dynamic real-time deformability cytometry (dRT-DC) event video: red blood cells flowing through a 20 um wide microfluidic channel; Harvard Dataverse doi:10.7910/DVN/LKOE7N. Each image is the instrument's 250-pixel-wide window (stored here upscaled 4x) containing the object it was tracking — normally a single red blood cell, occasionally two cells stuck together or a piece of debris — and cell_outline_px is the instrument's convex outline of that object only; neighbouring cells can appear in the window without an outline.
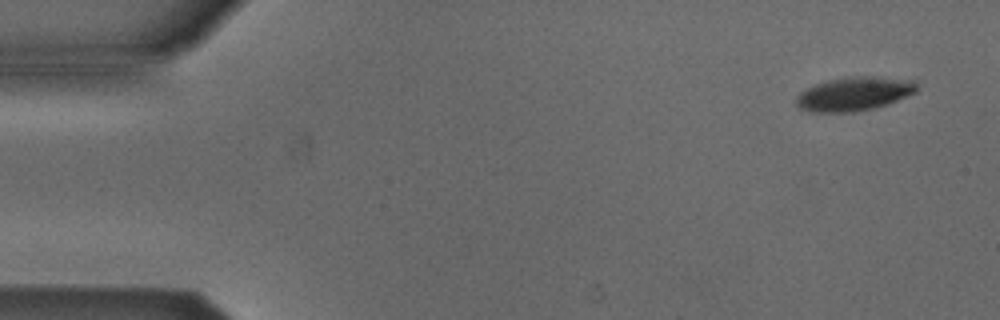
{"species": "Egyptian fruit bat (a non-hibernating species)", "species_latin": "Rousettus aegyptiacus", "temperature_condition": "cold", "stored_images_in_passage": 5, "camera_frame_rate_fps": 3000, "um_per_image_px": 0.085, "animal": {"sex": "male"}, "frame": {"image": 1, "passage_image": 1, "time_ms": 0.0, "image_size_px": [1000, 320], "cell_outline_px": [[916, 92], [888, 104], [872, 108], [852, 112], [812, 112], [800, 108], [796, 104], [796, 96], [800, 92], [816, 84], [828, 80], [852, 76], [872, 76], [916, 80]], "centroid_in_image_um": [72.61, 7.97], "position_along_channel_um": 12.4, "area_um2": 23.64}}
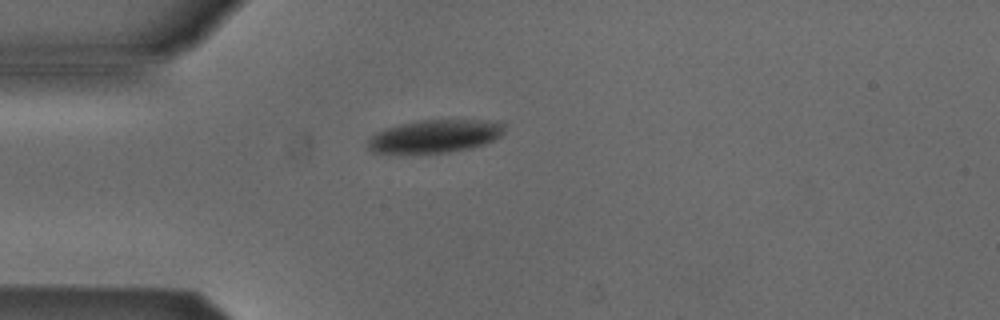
{"frame": {"image": 2, "passage_image": 4, "time_ms": 1.0, "image_size_px": [1000, 320], "cell_outline_px": [[504, 132], [500, 136], [484, 144], [468, 148], [448, 152], [372, 152], [368, 148], [368, 140], [376, 132], [384, 128], [400, 124], [420, 120], [496, 120], [504, 124]], "centroid_in_image_um": [36.99, 11.55], "position_along_channel_um": 48.0, "area_um2": 25.89}}